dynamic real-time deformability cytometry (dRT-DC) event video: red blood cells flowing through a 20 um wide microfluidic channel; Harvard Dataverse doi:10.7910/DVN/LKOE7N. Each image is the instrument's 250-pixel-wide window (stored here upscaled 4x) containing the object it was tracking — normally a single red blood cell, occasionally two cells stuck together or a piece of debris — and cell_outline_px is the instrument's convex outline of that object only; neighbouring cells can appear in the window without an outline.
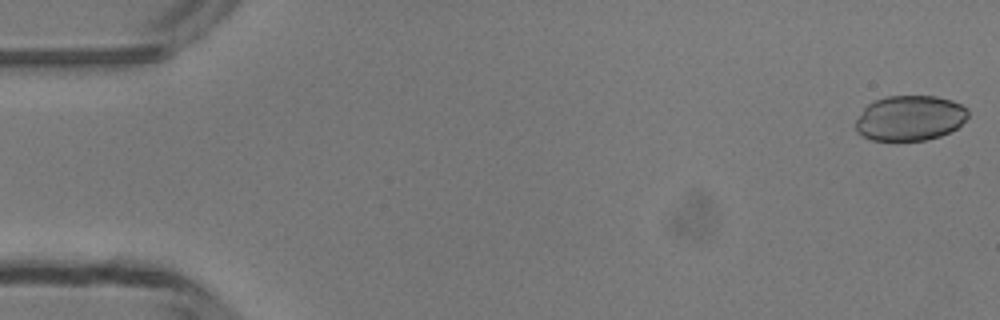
{"species": "common noctule bat (a hibernating species)", "species_latin": "Nyctalus noctula", "temperature_condition": "room temperature", "stored_images_in_passage": 8, "camera_frame_rate_fps": 3000, "um_per_image_px": 0.085, "animal": {"sex": "male", "body_mass_g": 13.3}, "frame": {"image": 1, "passage_image": 1, "time_ms": 0.0, "image_size_px": [1000, 320], "cell_outline_px": [[968, 116], [956, 128], [940, 136], [924, 140], [872, 140], [856, 132], [856, 120], [864, 108], [868, 104], [876, 100], [888, 96], [936, 96], [952, 100], [968, 108]], "centroid_in_image_um": [77.34, 10.03], "position_along_channel_um": 7.7, "area_um2": 29.42}}